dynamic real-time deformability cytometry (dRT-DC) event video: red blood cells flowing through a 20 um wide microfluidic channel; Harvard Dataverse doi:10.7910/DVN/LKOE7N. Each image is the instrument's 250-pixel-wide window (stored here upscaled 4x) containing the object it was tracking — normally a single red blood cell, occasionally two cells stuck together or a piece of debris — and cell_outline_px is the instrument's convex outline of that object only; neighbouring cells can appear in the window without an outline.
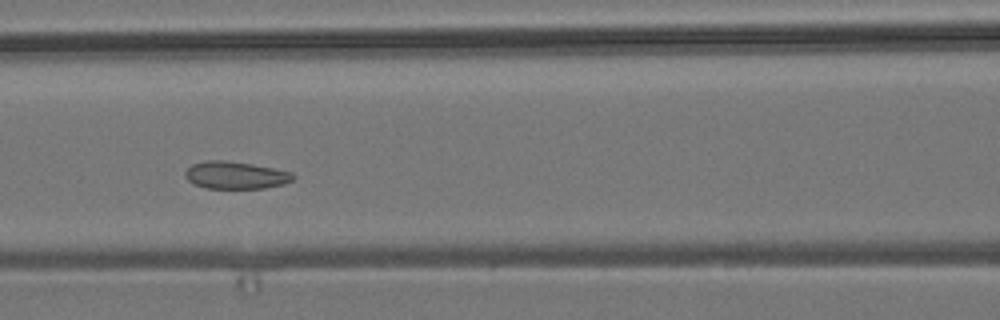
{"species": "common noctule bat (a hibernating species)", "species_latin": "Nyctalus noctula", "temperature_condition": "room temperature", "stored_images_in_passage": 8, "camera_frame_rate_fps": 3000, "um_per_image_px": 0.085, "animal": {"sex": "male", "body_mass_g": 19.2, "forearm_length_mm": 51.8}, "frame": {"image": 1, "passage_image": 4, "time_ms": 3.333, "image_size_px": [1000, 320], "cell_outline_px": [[296, 176], [292, 180], [284, 184], [264, 188], [208, 188], [192, 184], [184, 176], [184, 172], [192, 164], [204, 160], [224, 160], [252, 164], [292, 172]], "centroid_in_image_um": [20.0, 14.89], "position_along_channel_um": 146.6, "area_um2": 17.28}}
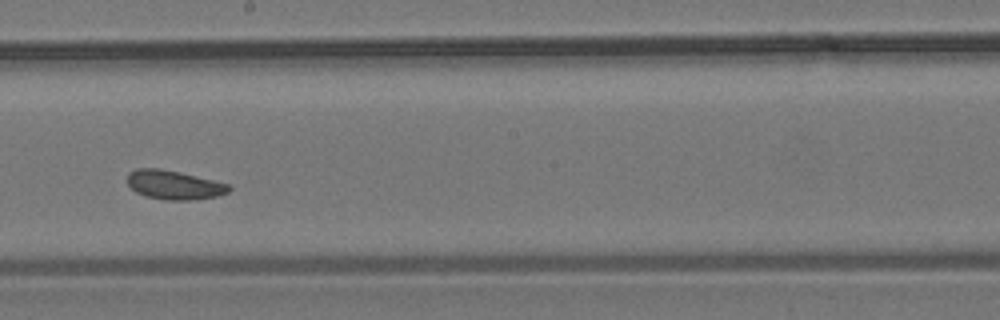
{"frame": {"image": 2, "passage_image": 6, "time_ms": 5.667, "image_size_px": [1000, 320], "cell_outline_px": [[232, 188], [228, 192], [216, 196], [196, 200], [164, 200], [144, 196], [136, 192], [128, 184], [128, 172], [136, 168], [160, 168], [180, 172], [228, 184]], "centroid_in_image_um": [14.77, 15.72], "position_along_channel_um": 233.4, "area_um2": 17.22}}
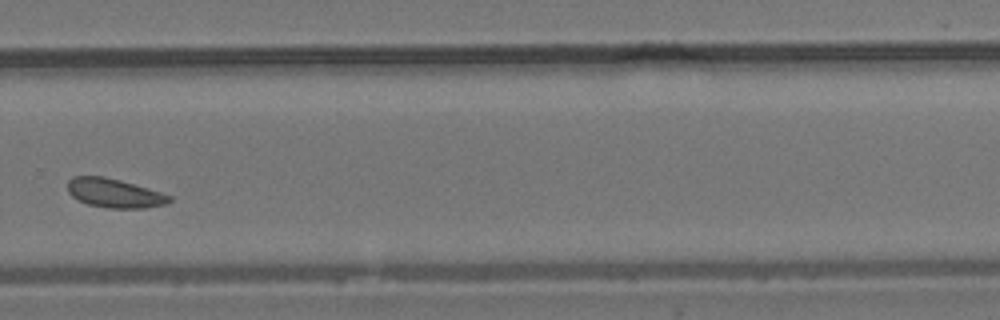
{"frame": {"image": 3, "passage_image": 8, "time_ms": 8.0, "image_size_px": [1000, 320], "cell_outline_px": [[172, 200], [168, 204], [144, 208], [108, 208], [88, 204], [76, 200], [68, 192], [68, 180], [72, 176], [104, 176], [120, 180], [160, 192], [172, 196]], "centroid_in_image_um": [9.71, 16.42], "position_along_channel_um": 320.1, "area_um2": 17.28}}